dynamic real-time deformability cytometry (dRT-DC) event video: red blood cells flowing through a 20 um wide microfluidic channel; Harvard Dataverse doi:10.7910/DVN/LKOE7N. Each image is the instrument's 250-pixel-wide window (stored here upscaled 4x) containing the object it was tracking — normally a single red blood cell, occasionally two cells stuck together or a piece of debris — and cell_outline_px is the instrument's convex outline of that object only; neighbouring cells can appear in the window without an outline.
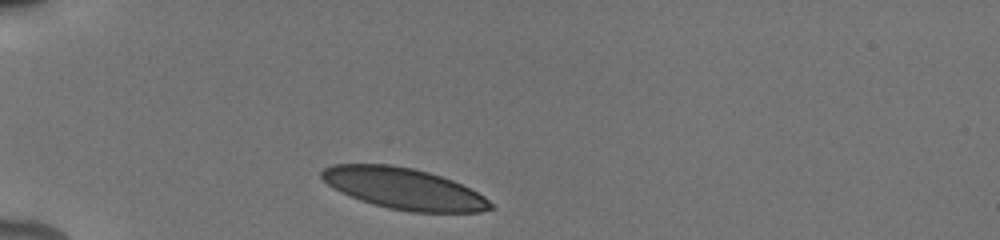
{"species": "human", "species_latin": "Homo sapiens", "temperature_condition": "cold", "stored_images_in_passage": 8, "camera_frame_rate_fps": 3000, "um_per_image_px": 0.085, "donor": {"sex": "male"}, "frame": {"image": 1, "passage_image": 1, "time_ms": 0.0, "image_size_px": [1000, 240], "cell_outline_px": [[496, 208], [480, 212], [412, 212], [388, 208], [372, 204], [360, 200], [340, 192], [328, 184], [320, 176], [320, 172], [324, 168], [332, 164], [388, 164], [412, 168], [428, 172], [452, 180], [484, 196]], "centroid_in_image_um": [34.3, 16.03], "position_along_channel_um": 50.7, "area_um2": 40.4}}
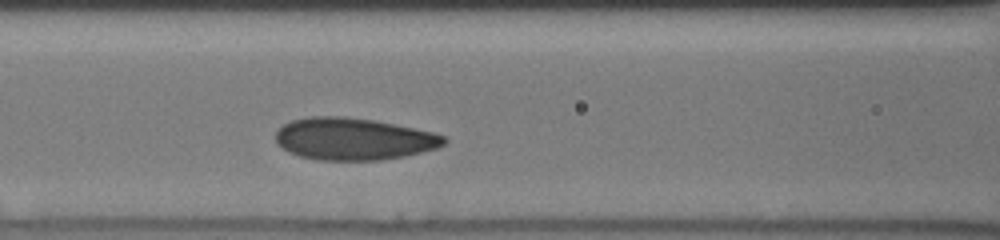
{"frame": {"image": 2, "passage_image": 8, "time_ms": 3.0, "image_size_px": [1000, 240], "cell_outline_px": [[448, 140], [444, 144], [436, 148], [404, 156], [380, 160], [316, 160], [300, 156], [276, 144], [276, 132], [284, 124], [292, 120], [308, 116], [344, 116], [372, 120], [432, 132], [444, 136]], "centroid_in_image_um": [30.02, 11.81], "position_along_channel_um": 136.6, "area_um2": 40.98}}